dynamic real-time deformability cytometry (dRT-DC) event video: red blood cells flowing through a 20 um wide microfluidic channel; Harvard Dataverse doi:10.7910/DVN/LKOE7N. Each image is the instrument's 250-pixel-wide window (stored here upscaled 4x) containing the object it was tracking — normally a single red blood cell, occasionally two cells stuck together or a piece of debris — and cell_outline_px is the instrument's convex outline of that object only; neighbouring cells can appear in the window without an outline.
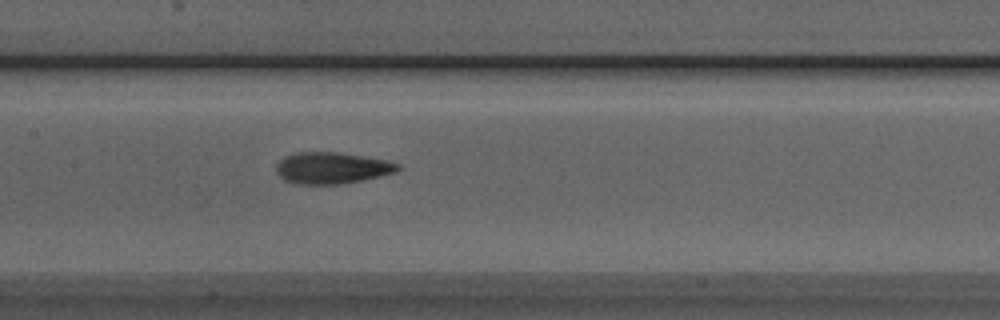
{"species": "Egyptian fruit bat (a non-hibernating species)", "species_latin": "Rousettus aegyptiacus", "temperature_condition": "room temperature", "stored_images_in_passage": 15, "camera_frame_rate_fps": 3000, "um_per_image_px": 0.085, "animal": {"sex": "male"}, "frame": {"image": 1, "passage_image": 9, "time_ms": 2.667, "image_size_px": [1000, 320], "cell_outline_px": [[400, 168], [396, 172], [360, 180], [340, 184], [292, 184], [284, 180], [276, 172], [276, 164], [284, 156], [296, 152], [340, 152], [388, 160], [400, 164]], "centroid_in_image_um": [28.18, 14.27], "position_along_channel_um": 179.2, "area_um2": 22.43}}
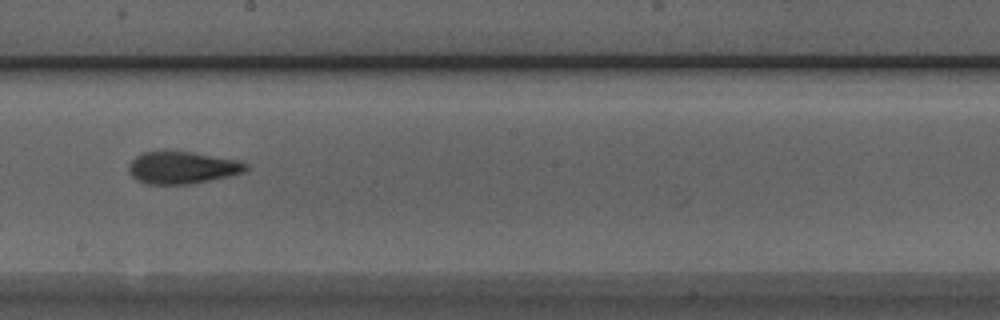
{"frame": {"image": 2, "passage_image": 13, "time_ms": 4.0, "image_size_px": [1000, 320], "cell_outline_px": [[248, 168], [244, 172], [228, 176], [188, 184], [148, 184], [136, 180], [128, 172], [128, 168], [132, 160], [136, 156], [144, 152], [192, 152], [240, 160], [248, 164]], "centroid_in_image_um": [15.5, 14.25], "position_along_channel_um": 232.7, "area_um2": 21.79}}